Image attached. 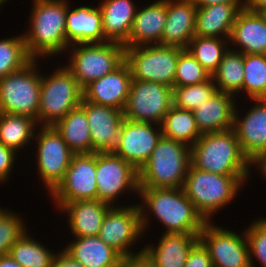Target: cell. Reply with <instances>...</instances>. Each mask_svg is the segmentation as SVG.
Returning <instances> with one entry per match:
<instances>
[{
  "label": "cell",
  "instance_id": "41",
  "mask_svg": "<svg viewBox=\"0 0 266 267\" xmlns=\"http://www.w3.org/2000/svg\"><path fill=\"white\" fill-rule=\"evenodd\" d=\"M249 244L250 264L254 267L253 258H257L266 267V219L261 218L245 230Z\"/></svg>",
  "mask_w": 266,
  "mask_h": 267
},
{
  "label": "cell",
  "instance_id": "39",
  "mask_svg": "<svg viewBox=\"0 0 266 267\" xmlns=\"http://www.w3.org/2000/svg\"><path fill=\"white\" fill-rule=\"evenodd\" d=\"M211 75L187 49L178 57L174 86H186L205 82Z\"/></svg>",
  "mask_w": 266,
  "mask_h": 267
},
{
  "label": "cell",
  "instance_id": "27",
  "mask_svg": "<svg viewBox=\"0 0 266 267\" xmlns=\"http://www.w3.org/2000/svg\"><path fill=\"white\" fill-rule=\"evenodd\" d=\"M244 4H214L197 8L195 36L230 38L233 24Z\"/></svg>",
  "mask_w": 266,
  "mask_h": 267
},
{
  "label": "cell",
  "instance_id": "7",
  "mask_svg": "<svg viewBox=\"0 0 266 267\" xmlns=\"http://www.w3.org/2000/svg\"><path fill=\"white\" fill-rule=\"evenodd\" d=\"M36 59L0 79V113L28 116L37 123L41 93V73Z\"/></svg>",
  "mask_w": 266,
  "mask_h": 267
},
{
  "label": "cell",
  "instance_id": "33",
  "mask_svg": "<svg viewBox=\"0 0 266 267\" xmlns=\"http://www.w3.org/2000/svg\"><path fill=\"white\" fill-rule=\"evenodd\" d=\"M211 77L218 91L232 95L243 92V53L228 49Z\"/></svg>",
  "mask_w": 266,
  "mask_h": 267
},
{
  "label": "cell",
  "instance_id": "36",
  "mask_svg": "<svg viewBox=\"0 0 266 267\" xmlns=\"http://www.w3.org/2000/svg\"><path fill=\"white\" fill-rule=\"evenodd\" d=\"M243 92L251 99L266 98V54H243Z\"/></svg>",
  "mask_w": 266,
  "mask_h": 267
},
{
  "label": "cell",
  "instance_id": "50",
  "mask_svg": "<svg viewBox=\"0 0 266 267\" xmlns=\"http://www.w3.org/2000/svg\"><path fill=\"white\" fill-rule=\"evenodd\" d=\"M260 13L263 15V17H264L265 20H266V7L263 8V9L260 11Z\"/></svg>",
  "mask_w": 266,
  "mask_h": 267
},
{
  "label": "cell",
  "instance_id": "37",
  "mask_svg": "<svg viewBox=\"0 0 266 267\" xmlns=\"http://www.w3.org/2000/svg\"><path fill=\"white\" fill-rule=\"evenodd\" d=\"M218 91L215 81L210 77L205 82L172 88L173 106L193 111L203 101L210 99Z\"/></svg>",
  "mask_w": 266,
  "mask_h": 267
},
{
  "label": "cell",
  "instance_id": "46",
  "mask_svg": "<svg viewBox=\"0 0 266 267\" xmlns=\"http://www.w3.org/2000/svg\"><path fill=\"white\" fill-rule=\"evenodd\" d=\"M197 8L207 7L214 4H244V0H193Z\"/></svg>",
  "mask_w": 266,
  "mask_h": 267
},
{
  "label": "cell",
  "instance_id": "17",
  "mask_svg": "<svg viewBox=\"0 0 266 267\" xmlns=\"http://www.w3.org/2000/svg\"><path fill=\"white\" fill-rule=\"evenodd\" d=\"M161 136V125L124 118L122 135L113 153L139 170L149 159Z\"/></svg>",
  "mask_w": 266,
  "mask_h": 267
},
{
  "label": "cell",
  "instance_id": "30",
  "mask_svg": "<svg viewBox=\"0 0 266 267\" xmlns=\"http://www.w3.org/2000/svg\"><path fill=\"white\" fill-rule=\"evenodd\" d=\"M54 127L75 154L92 153L88 119L80 106L68 112Z\"/></svg>",
  "mask_w": 266,
  "mask_h": 267
},
{
  "label": "cell",
  "instance_id": "26",
  "mask_svg": "<svg viewBox=\"0 0 266 267\" xmlns=\"http://www.w3.org/2000/svg\"><path fill=\"white\" fill-rule=\"evenodd\" d=\"M163 234L157 247L145 246L144 252L156 267H184L189 251L199 241V234Z\"/></svg>",
  "mask_w": 266,
  "mask_h": 267
},
{
  "label": "cell",
  "instance_id": "16",
  "mask_svg": "<svg viewBox=\"0 0 266 267\" xmlns=\"http://www.w3.org/2000/svg\"><path fill=\"white\" fill-rule=\"evenodd\" d=\"M92 140L93 152H113L123 131V111L82 99Z\"/></svg>",
  "mask_w": 266,
  "mask_h": 267
},
{
  "label": "cell",
  "instance_id": "44",
  "mask_svg": "<svg viewBox=\"0 0 266 267\" xmlns=\"http://www.w3.org/2000/svg\"><path fill=\"white\" fill-rule=\"evenodd\" d=\"M119 267H156L154 262L144 252V248L138 254L122 257Z\"/></svg>",
  "mask_w": 266,
  "mask_h": 267
},
{
  "label": "cell",
  "instance_id": "14",
  "mask_svg": "<svg viewBox=\"0 0 266 267\" xmlns=\"http://www.w3.org/2000/svg\"><path fill=\"white\" fill-rule=\"evenodd\" d=\"M50 195L59 209L68 202L97 199L96 152L74 154L63 181Z\"/></svg>",
  "mask_w": 266,
  "mask_h": 267
},
{
  "label": "cell",
  "instance_id": "24",
  "mask_svg": "<svg viewBox=\"0 0 266 267\" xmlns=\"http://www.w3.org/2000/svg\"><path fill=\"white\" fill-rule=\"evenodd\" d=\"M234 95L217 91L193 110L196 125L201 134L214 133L233 128Z\"/></svg>",
  "mask_w": 266,
  "mask_h": 267
},
{
  "label": "cell",
  "instance_id": "34",
  "mask_svg": "<svg viewBox=\"0 0 266 267\" xmlns=\"http://www.w3.org/2000/svg\"><path fill=\"white\" fill-rule=\"evenodd\" d=\"M229 39L194 36L187 50L212 76L218 68L224 54L228 51Z\"/></svg>",
  "mask_w": 266,
  "mask_h": 267
},
{
  "label": "cell",
  "instance_id": "45",
  "mask_svg": "<svg viewBox=\"0 0 266 267\" xmlns=\"http://www.w3.org/2000/svg\"><path fill=\"white\" fill-rule=\"evenodd\" d=\"M50 267H84L81 263L75 261L64 250L58 252L54 257Z\"/></svg>",
  "mask_w": 266,
  "mask_h": 267
},
{
  "label": "cell",
  "instance_id": "2",
  "mask_svg": "<svg viewBox=\"0 0 266 267\" xmlns=\"http://www.w3.org/2000/svg\"><path fill=\"white\" fill-rule=\"evenodd\" d=\"M29 32L24 33L32 59L57 55L66 50L67 0H33ZM28 33V34H27Z\"/></svg>",
  "mask_w": 266,
  "mask_h": 267
},
{
  "label": "cell",
  "instance_id": "11",
  "mask_svg": "<svg viewBox=\"0 0 266 267\" xmlns=\"http://www.w3.org/2000/svg\"><path fill=\"white\" fill-rule=\"evenodd\" d=\"M34 134L37 143V168L50 194L63 181L74 152L54 126H42Z\"/></svg>",
  "mask_w": 266,
  "mask_h": 267
},
{
  "label": "cell",
  "instance_id": "31",
  "mask_svg": "<svg viewBox=\"0 0 266 267\" xmlns=\"http://www.w3.org/2000/svg\"><path fill=\"white\" fill-rule=\"evenodd\" d=\"M36 121L28 116L0 113V143L15 151L34 139Z\"/></svg>",
  "mask_w": 266,
  "mask_h": 267
},
{
  "label": "cell",
  "instance_id": "12",
  "mask_svg": "<svg viewBox=\"0 0 266 267\" xmlns=\"http://www.w3.org/2000/svg\"><path fill=\"white\" fill-rule=\"evenodd\" d=\"M97 200L111 206L125 190L139 192L138 170L113 152H96Z\"/></svg>",
  "mask_w": 266,
  "mask_h": 267
},
{
  "label": "cell",
  "instance_id": "32",
  "mask_svg": "<svg viewBox=\"0 0 266 267\" xmlns=\"http://www.w3.org/2000/svg\"><path fill=\"white\" fill-rule=\"evenodd\" d=\"M164 137L181 141L190 147L202 135L196 125L193 111L172 106L161 123Z\"/></svg>",
  "mask_w": 266,
  "mask_h": 267
},
{
  "label": "cell",
  "instance_id": "20",
  "mask_svg": "<svg viewBox=\"0 0 266 267\" xmlns=\"http://www.w3.org/2000/svg\"><path fill=\"white\" fill-rule=\"evenodd\" d=\"M197 7L193 0H167V17L159 45L187 49L195 36Z\"/></svg>",
  "mask_w": 266,
  "mask_h": 267
},
{
  "label": "cell",
  "instance_id": "49",
  "mask_svg": "<svg viewBox=\"0 0 266 267\" xmlns=\"http://www.w3.org/2000/svg\"><path fill=\"white\" fill-rule=\"evenodd\" d=\"M0 267H22L9 254L0 256Z\"/></svg>",
  "mask_w": 266,
  "mask_h": 267
},
{
  "label": "cell",
  "instance_id": "38",
  "mask_svg": "<svg viewBox=\"0 0 266 267\" xmlns=\"http://www.w3.org/2000/svg\"><path fill=\"white\" fill-rule=\"evenodd\" d=\"M31 60L26 50L24 35L0 40V79L20 70Z\"/></svg>",
  "mask_w": 266,
  "mask_h": 267
},
{
  "label": "cell",
  "instance_id": "29",
  "mask_svg": "<svg viewBox=\"0 0 266 267\" xmlns=\"http://www.w3.org/2000/svg\"><path fill=\"white\" fill-rule=\"evenodd\" d=\"M98 7L105 39L124 44L129 38L137 7L132 0H104Z\"/></svg>",
  "mask_w": 266,
  "mask_h": 267
},
{
  "label": "cell",
  "instance_id": "35",
  "mask_svg": "<svg viewBox=\"0 0 266 267\" xmlns=\"http://www.w3.org/2000/svg\"><path fill=\"white\" fill-rule=\"evenodd\" d=\"M9 255L22 267H50L57 254L24 233L11 247Z\"/></svg>",
  "mask_w": 266,
  "mask_h": 267
},
{
  "label": "cell",
  "instance_id": "4",
  "mask_svg": "<svg viewBox=\"0 0 266 267\" xmlns=\"http://www.w3.org/2000/svg\"><path fill=\"white\" fill-rule=\"evenodd\" d=\"M190 165L191 147L162 135L138 170L139 188H183Z\"/></svg>",
  "mask_w": 266,
  "mask_h": 267
},
{
  "label": "cell",
  "instance_id": "19",
  "mask_svg": "<svg viewBox=\"0 0 266 267\" xmlns=\"http://www.w3.org/2000/svg\"><path fill=\"white\" fill-rule=\"evenodd\" d=\"M255 105L240 119L235 108L233 129L240 148L252 162L266 148V98L251 99Z\"/></svg>",
  "mask_w": 266,
  "mask_h": 267
},
{
  "label": "cell",
  "instance_id": "9",
  "mask_svg": "<svg viewBox=\"0 0 266 267\" xmlns=\"http://www.w3.org/2000/svg\"><path fill=\"white\" fill-rule=\"evenodd\" d=\"M182 50L159 44L125 48V62L131 70L132 80L152 81L173 88Z\"/></svg>",
  "mask_w": 266,
  "mask_h": 267
},
{
  "label": "cell",
  "instance_id": "28",
  "mask_svg": "<svg viewBox=\"0 0 266 267\" xmlns=\"http://www.w3.org/2000/svg\"><path fill=\"white\" fill-rule=\"evenodd\" d=\"M84 267H119L122 256L99 236L76 237L63 249Z\"/></svg>",
  "mask_w": 266,
  "mask_h": 267
},
{
  "label": "cell",
  "instance_id": "42",
  "mask_svg": "<svg viewBox=\"0 0 266 267\" xmlns=\"http://www.w3.org/2000/svg\"><path fill=\"white\" fill-rule=\"evenodd\" d=\"M184 267H214L208 250L200 241L189 251Z\"/></svg>",
  "mask_w": 266,
  "mask_h": 267
},
{
  "label": "cell",
  "instance_id": "21",
  "mask_svg": "<svg viewBox=\"0 0 266 267\" xmlns=\"http://www.w3.org/2000/svg\"><path fill=\"white\" fill-rule=\"evenodd\" d=\"M167 17V0L137 9L125 48L160 44Z\"/></svg>",
  "mask_w": 266,
  "mask_h": 267
},
{
  "label": "cell",
  "instance_id": "25",
  "mask_svg": "<svg viewBox=\"0 0 266 267\" xmlns=\"http://www.w3.org/2000/svg\"><path fill=\"white\" fill-rule=\"evenodd\" d=\"M111 207L93 199L68 202L60 209L67 212L68 226L74 237H86L99 235L103 219Z\"/></svg>",
  "mask_w": 266,
  "mask_h": 267
},
{
  "label": "cell",
  "instance_id": "51",
  "mask_svg": "<svg viewBox=\"0 0 266 267\" xmlns=\"http://www.w3.org/2000/svg\"><path fill=\"white\" fill-rule=\"evenodd\" d=\"M7 0H0V7L1 5H3L4 2H6Z\"/></svg>",
  "mask_w": 266,
  "mask_h": 267
},
{
  "label": "cell",
  "instance_id": "5",
  "mask_svg": "<svg viewBox=\"0 0 266 267\" xmlns=\"http://www.w3.org/2000/svg\"><path fill=\"white\" fill-rule=\"evenodd\" d=\"M249 175H218L190 165L183 190L196 211L209 222L210 216L236 197Z\"/></svg>",
  "mask_w": 266,
  "mask_h": 267
},
{
  "label": "cell",
  "instance_id": "47",
  "mask_svg": "<svg viewBox=\"0 0 266 267\" xmlns=\"http://www.w3.org/2000/svg\"><path fill=\"white\" fill-rule=\"evenodd\" d=\"M266 7V0H244V9L249 11H261Z\"/></svg>",
  "mask_w": 266,
  "mask_h": 267
},
{
  "label": "cell",
  "instance_id": "18",
  "mask_svg": "<svg viewBox=\"0 0 266 267\" xmlns=\"http://www.w3.org/2000/svg\"><path fill=\"white\" fill-rule=\"evenodd\" d=\"M132 82L131 70L124 61L113 72L91 81L83 88V99L123 111Z\"/></svg>",
  "mask_w": 266,
  "mask_h": 267
},
{
  "label": "cell",
  "instance_id": "40",
  "mask_svg": "<svg viewBox=\"0 0 266 267\" xmlns=\"http://www.w3.org/2000/svg\"><path fill=\"white\" fill-rule=\"evenodd\" d=\"M18 216L0 208V256L8 255L12 245L27 232Z\"/></svg>",
  "mask_w": 266,
  "mask_h": 267
},
{
  "label": "cell",
  "instance_id": "48",
  "mask_svg": "<svg viewBox=\"0 0 266 267\" xmlns=\"http://www.w3.org/2000/svg\"><path fill=\"white\" fill-rule=\"evenodd\" d=\"M251 165H257L261 173L266 177V148L251 162Z\"/></svg>",
  "mask_w": 266,
  "mask_h": 267
},
{
  "label": "cell",
  "instance_id": "1",
  "mask_svg": "<svg viewBox=\"0 0 266 267\" xmlns=\"http://www.w3.org/2000/svg\"><path fill=\"white\" fill-rule=\"evenodd\" d=\"M138 195L143 200L138 204L143 232L149 223L145 208L165 225V233L199 234L206 223L183 188H139Z\"/></svg>",
  "mask_w": 266,
  "mask_h": 267
},
{
  "label": "cell",
  "instance_id": "8",
  "mask_svg": "<svg viewBox=\"0 0 266 267\" xmlns=\"http://www.w3.org/2000/svg\"><path fill=\"white\" fill-rule=\"evenodd\" d=\"M65 65L84 88L91 81L113 72L125 61V47L117 42L73 44Z\"/></svg>",
  "mask_w": 266,
  "mask_h": 267
},
{
  "label": "cell",
  "instance_id": "10",
  "mask_svg": "<svg viewBox=\"0 0 266 267\" xmlns=\"http://www.w3.org/2000/svg\"><path fill=\"white\" fill-rule=\"evenodd\" d=\"M172 106V87L132 80L123 115L131 121L161 125Z\"/></svg>",
  "mask_w": 266,
  "mask_h": 267
},
{
  "label": "cell",
  "instance_id": "22",
  "mask_svg": "<svg viewBox=\"0 0 266 267\" xmlns=\"http://www.w3.org/2000/svg\"><path fill=\"white\" fill-rule=\"evenodd\" d=\"M102 13L99 7L80 6L66 14V51L73 44L104 43Z\"/></svg>",
  "mask_w": 266,
  "mask_h": 267
},
{
  "label": "cell",
  "instance_id": "23",
  "mask_svg": "<svg viewBox=\"0 0 266 267\" xmlns=\"http://www.w3.org/2000/svg\"><path fill=\"white\" fill-rule=\"evenodd\" d=\"M230 44L243 54H266V20L259 11L242 9L233 24Z\"/></svg>",
  "mask_w": 266,
  "mask_h": 267
},
{
  "label": "cell",
  "instance_id": "3",
  "mask_svg": "<svg viewBox=\"0 0 266 267\" xmlns=\"http://www.w3.org/2000/svg\"><path fill=\"white\" fill-rule=\"evenodd\" d=\"M191 165L218 175H250L252 166L233 128L202 134L191 146Z\"/></svg>",
  "mask_w": 266,
  "mask_h": 267
},
{
  "label": "cell",
  "instance_id": "15",
  "mask_svg": "<svg viewBox=\"0 0 266 267\" xmlns=\"http://www.w3.org/2000/svg\"><path fill=\"white\" fill-rule=\"evenodd\" d=\"M143 233L141 214L138 205L126 207L112 206L106 213L99 238L111 246L122 257L138 254L129 250Z\"/></svg>",
  "mask_w": 266,
  "mask_h": 267
},
{
  "label": "cell",
  "instance_id": "43",
  "mask_svg": "<svg viewBox=\"0 0 266 267\" xmlns=\"http://www.w3.org/2000/svg\"><path fill=\"white\" fill-rule=\"evenodd\" d=\"M16 151L0 143V182L3 183L9 178L15 162Z\"/></svg>",
  "mask_w": 266,
  "mask_h": 267
},
{
  "label": "cell",
  "instance_id": "6",
  "mask_svg": "<svg viewBox=\"0 0 266 267\" xmlns=\"http://www.w3.org/2000/svg\"><path fill=\"white\" fill-rule=\"evenodd\" d=\"M82 99L83 88L67 67L57 68L49 77L41 75L37 123L54 126L68 112L80 106Z\"/></svg>",
  "mask_w": 266,
  "mask_h": 267
},
{
  "label": "cell",
  "instance_id": "13",
  "mask_svg": "<svg viewBox=\"0 0 266 267\" xmlns=\"http://www.w3.org/2000/svg\"><path fill=\"white\" fill-rule=\"evenodd\" d=\"M244 234L206 222L199 233V241L208 250L214 267H251L249 244Z\"/></svg>",
  "mask_w": 266,
  "mask_h": 267
}]
</instances>
